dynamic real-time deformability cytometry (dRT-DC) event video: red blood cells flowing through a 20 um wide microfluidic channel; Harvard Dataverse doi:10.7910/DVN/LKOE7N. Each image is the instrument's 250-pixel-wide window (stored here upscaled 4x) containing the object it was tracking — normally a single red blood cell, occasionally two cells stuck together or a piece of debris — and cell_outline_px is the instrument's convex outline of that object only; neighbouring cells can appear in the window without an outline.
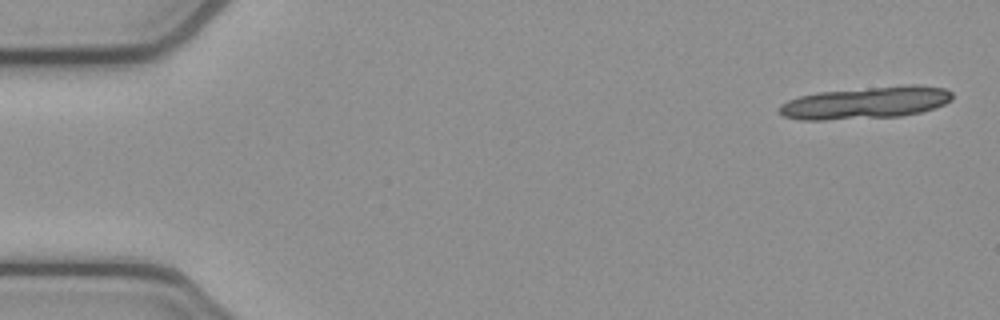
{"species": "common noctule bat (a hibernating species)", "species_latin": "Nyctalus noctula", "temperature_condition": "cold", "stored_images_in_passage": 5, "segment_of_instrument_passage": [1, 2], "camera_frame_rate_fps": 3000, "um_per_image_px": 0.085, "animal": {"sex": "female", "body_mass_g": 21.9}, "frame": {"image": 1, "passage_image": 1, "time_ms": 0.0, "image_size_px": [1000, 320], "cell_outline_px": [[952, 100], [944, 104], [920, 112], [900, 116], [824, 120], [800, 120], [784, 116], [780, 112], [780, 104], [788, 100], [800, 96], [820, 92], [904, 84], [920, 84], [944, 88], [952, 92]], "centroid_in_image_um": [73.62, 8.72], "position_along_channel_um": 11.4, "area_um2": 32.43}}